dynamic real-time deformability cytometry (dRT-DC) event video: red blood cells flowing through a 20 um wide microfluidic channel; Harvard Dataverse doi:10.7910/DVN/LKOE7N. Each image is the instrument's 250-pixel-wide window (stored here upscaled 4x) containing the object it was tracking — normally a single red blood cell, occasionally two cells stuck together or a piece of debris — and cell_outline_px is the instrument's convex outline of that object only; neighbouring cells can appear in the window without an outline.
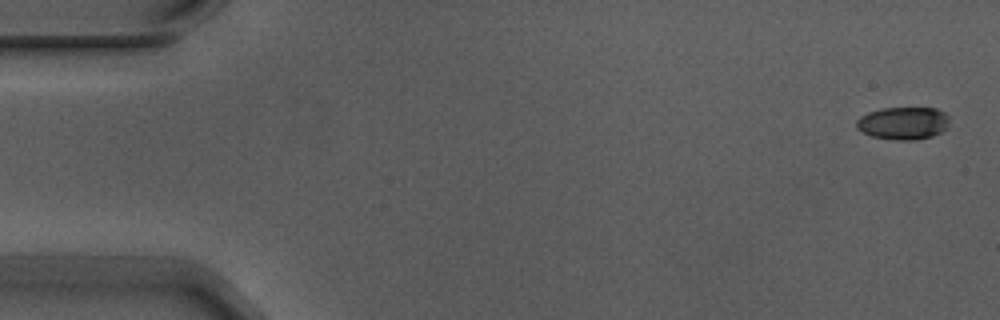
{"species": "Egyptian fruit bat (a non-hibernating species)", "species_latin": "Rousettus aegyptiacus", "temperature_condition": "warm", "stored_images_in_passage": 5, "camera_frame_rate_fps": 3000, "um_per_image_px": 0.085, "animal": {"sex": "male"}, "frame": {"image": 1, "passage_image": 1, "time_ms": 0.0, "image_size_px": [1000, 320], "cell_outline_px": [[948, 128], [932, 136], [916, 140], [896, 140], [872, 136], [856, 128], [856, 120], [860, 116], [868, 112], [884, 108], [936, 108], [944, 112], [948, 116]], "centroid_in_image_um": [76.78, 10.47], "position_along_channel_um": 8.2, "area_um2": 17.69}}
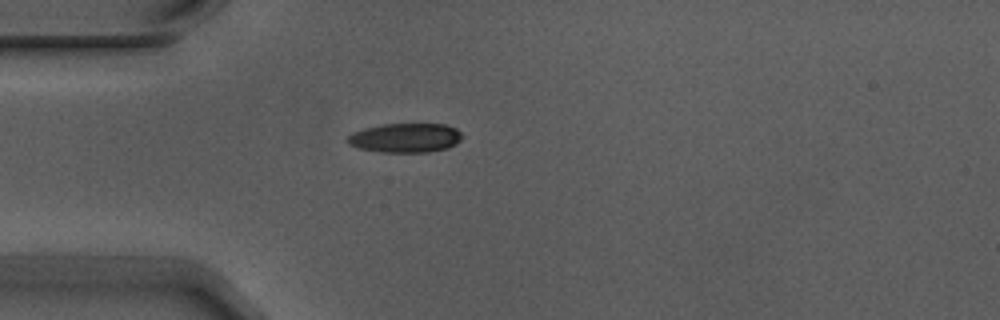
{"frame": {"image": 2, "passage_image": 5, "time_ms": 1.333, "image_size_px": [1000, 320], "cell_outline_px": [[464, 136], [456, 144], [448, 148], [428, 152], [384, 152], [360, 148], [348, 144], [344, 140], [352, 132], [364, 128], [384, 124], [444, 124], [456, 128]], "centroid_in_image_um": [34.46, 11.71], "position_along_channel_um": 50.5, "area_um2": 19.65}}